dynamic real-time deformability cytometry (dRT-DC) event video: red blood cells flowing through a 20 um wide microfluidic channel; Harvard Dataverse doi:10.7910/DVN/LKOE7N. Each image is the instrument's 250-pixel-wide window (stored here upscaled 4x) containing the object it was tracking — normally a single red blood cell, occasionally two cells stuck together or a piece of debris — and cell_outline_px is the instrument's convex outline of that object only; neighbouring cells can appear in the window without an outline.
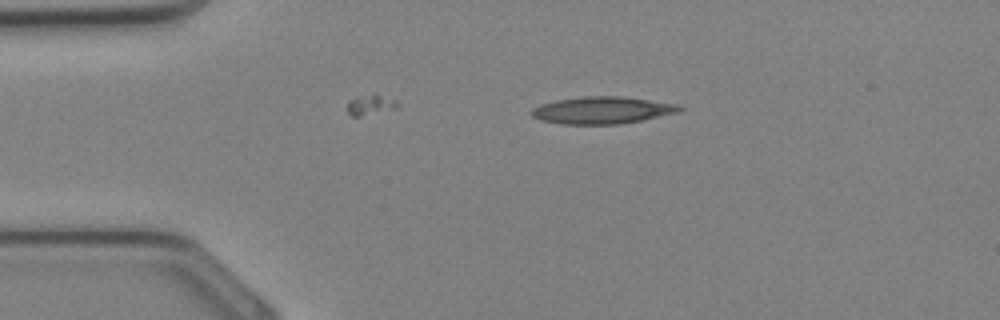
{"species": "Egyptian fruit bat (a non-hibernating species)", "species_latin": "Rousettus aegyptiacus", "temperature_condition": "cold", "stored_images_in_passage": 7, "camera_frame_rate_fps": 3000, "um_per_image_px": 0.085, "animal": {"sex": "female"}, "frame": {"image": 1, "passage_image": 2, "time_ms": 0.333, "image_size_px": [1000, 320], "cell_outline_px": [[684, 108], [680, 112], [620, 124], [564, 124], [540, 120], [532, 116], [532, 108], [540, 104], [556, 100], [584, 96], [620, 96], [676, 104]], "centroid_in_image_um": [51.17, 9.37], "position_along_channel_um": 33.8, "area_um2": 23.18}}